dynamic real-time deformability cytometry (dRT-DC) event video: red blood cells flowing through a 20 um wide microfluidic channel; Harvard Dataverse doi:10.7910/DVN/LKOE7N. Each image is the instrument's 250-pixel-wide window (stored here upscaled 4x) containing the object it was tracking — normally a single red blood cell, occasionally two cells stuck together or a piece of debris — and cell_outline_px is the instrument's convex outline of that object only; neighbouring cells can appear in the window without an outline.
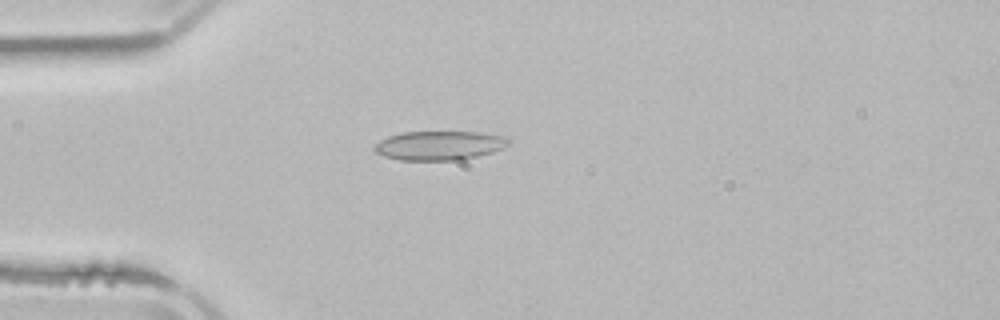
{"species": "common noctule bat (a hibernating species)", "species_latin": "Nyctalus noctula", "temperature_condition": "room temperature", "stored_images_in_passage": 4, "camera_frame_rate_fps": 3000, "um_per_image_px": 0.085, "animal": {"sex": "male", "body_mass_g": 21.5, "forearm_length_mm": 52.0}, "frame": {"image": 1, "passage_image": 4, "time_ms": 4.333, "image_size_px": [1000, 320], "cell_outline_px": [[512, 140], [504, 148], [492, 152], [460, 160], [400, 160], [384, 156], [376, 152], [372, 148], [380, 140], [388, 136], [400, 132], [480, 132], [508, 136]], "centroid_in_image_um": [37.37, 12.36], "position_along_channel_um": 47.6, "area_um2": 22.95}}